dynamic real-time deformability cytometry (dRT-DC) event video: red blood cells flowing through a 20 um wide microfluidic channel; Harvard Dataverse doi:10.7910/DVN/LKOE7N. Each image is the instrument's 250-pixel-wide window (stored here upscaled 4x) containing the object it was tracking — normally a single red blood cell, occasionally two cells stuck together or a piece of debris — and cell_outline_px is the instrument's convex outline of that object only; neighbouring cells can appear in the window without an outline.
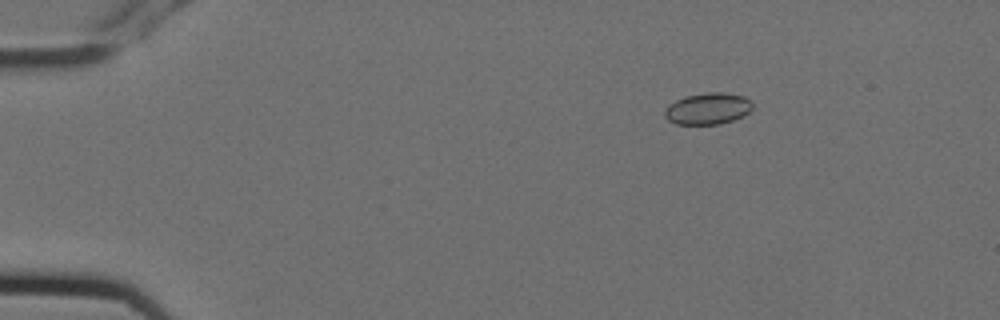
{"species": "Egyptian fruit bat (a non-hibernating species)", "species_latin": "Rousettus aegyptiacus", "temperature_condition": "cold", "stored_images_in_passage": 6, "camera_frame_rate_fps": 3000, "um_per_image_px": 0.085, "animal": {"sex": "female"}, "frame": {"image": 1, "passage_image": 2, "time_ms": 0.333, "image_size_px": [1000, 320], "cell_outline_px": [[752, 108], [748, 112], [732, 120], [720, 124], [676, 124], [668, 120], [664, 116], [664, 108], [668, 104], [684, 96], [704, 92], [724, 92], [744, 96], [752, 104]], "centroid_in_image_um": [60.11, 9.22], "position_along_channel_um": 24.9, "area_um2": 16.18}}
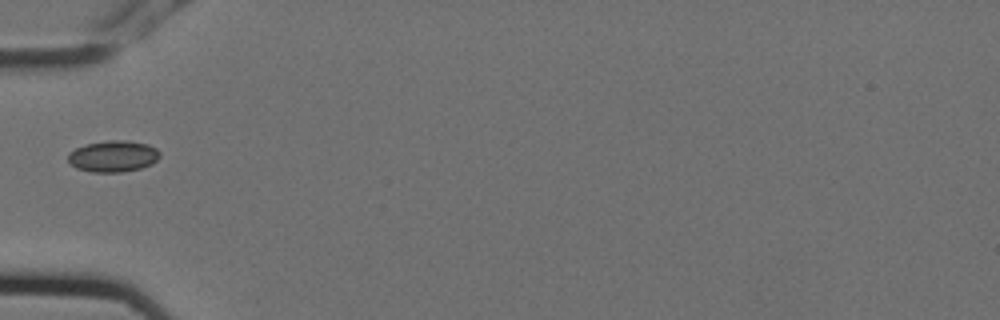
{"frame": {"image": 2, "passage_image": 5, "time_ms": 1.333, "image_size_px": [1000, 320], "cell_outline_px": [[160, 156], [152, 164], [140, 168], [120, 172], [92, 172], [76, 168], [68, 160], [68, 152], [76, 148], [88, 144], [108, 140], [124, 140], [148, 144], [156, 148], [160, 152]], "centroid_in_image_um": [9.62, 13.28], "position_along_channel_um": 75.4, "area_um2": 16.7}}
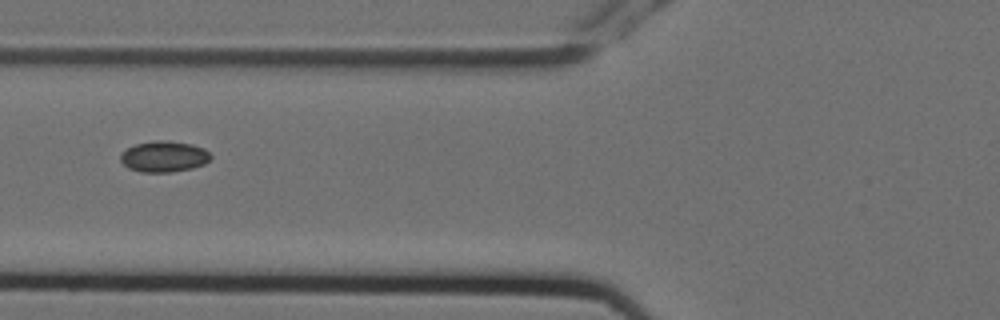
{"frame": {"image": 3, "passage_image": 6, "time_ms": 1.667, "image_size_px": [1000, 320], "cell_outline_px": [[212, 156], [204, 164], [192, 168], [172, 172], [140, 172], [128, 168], [120, 160], [120, 152], [136, 144], [156, 140], [168, 140], [192, 144], [204, 148]], "centroid_in_image_um": [13.92, 13.3], "position_along_channel_um": 111.9, "area_um2": 16.36}}